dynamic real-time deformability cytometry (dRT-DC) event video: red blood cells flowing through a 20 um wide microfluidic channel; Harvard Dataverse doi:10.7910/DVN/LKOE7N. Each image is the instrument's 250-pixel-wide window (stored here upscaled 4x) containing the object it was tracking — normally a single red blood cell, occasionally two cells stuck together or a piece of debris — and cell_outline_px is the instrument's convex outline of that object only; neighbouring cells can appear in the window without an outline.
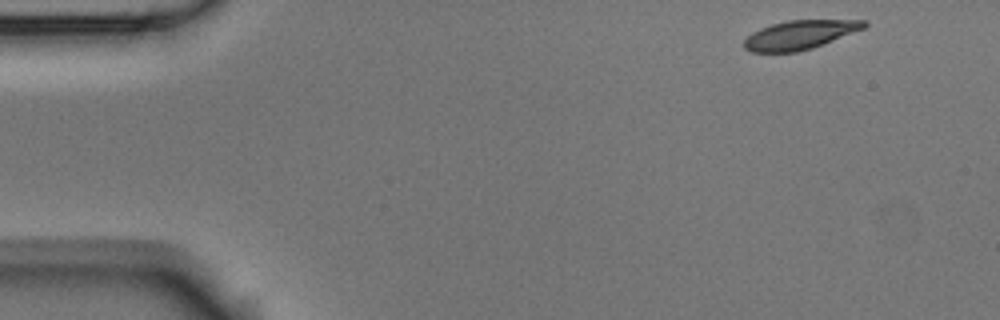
{"species": "Egyptian fruit bat (a non-hibernating species)", "species_latin": "Rousettus aegyptiacus", "temperature_condition": "room temperature", "stored_images_in_passage": 5, "camera_frame_rate_fps": 3000, "um_per_image_px": 0.085, "animal": {"sex": "male"}, "frame": {"image": 1, "passage_image": 1, "time_ms": 0.0, "image_size_px": [1000, 320], "cell_outline_px": [[868, 24], [864, 28], [812, 48], [796, 52], [752, 52], [744, 48], [744, 40], [752, 32], [760, 28], [772, 24], [788, 20], [864, 20]], "centroid_in_image_um": [67.95, 2.96], "position_along_channel_um": 17.1, "area_um2": 20.0}}
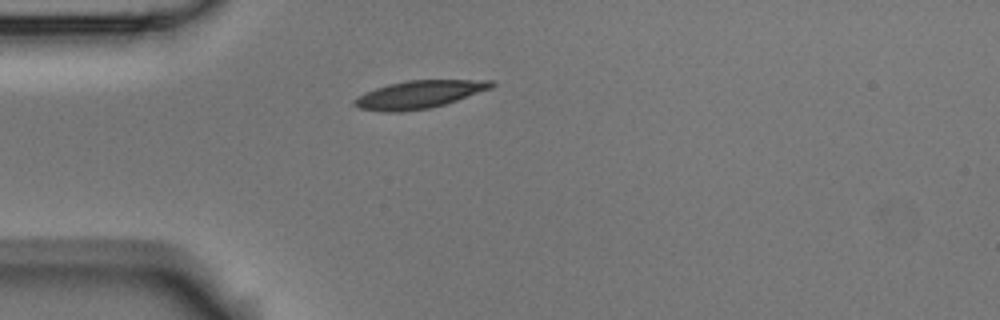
{"frame": {"image": 2, "passage_image": 4, "time_ms": 3.333, "image_size_px": [1000, 320], "cell_outline_px": [[496, 84], [492, 88], [444, 104], [428, 108], [400, 112], [384, 112], [360, 108], [352, 104], [352, 100], [376, 88], [388, 84], [408, 80], [492, 80]], "centroid_in_image_um": [35.63, 8.03], "position_along_channel_um": 49.4, "area_um2": 21.91}}